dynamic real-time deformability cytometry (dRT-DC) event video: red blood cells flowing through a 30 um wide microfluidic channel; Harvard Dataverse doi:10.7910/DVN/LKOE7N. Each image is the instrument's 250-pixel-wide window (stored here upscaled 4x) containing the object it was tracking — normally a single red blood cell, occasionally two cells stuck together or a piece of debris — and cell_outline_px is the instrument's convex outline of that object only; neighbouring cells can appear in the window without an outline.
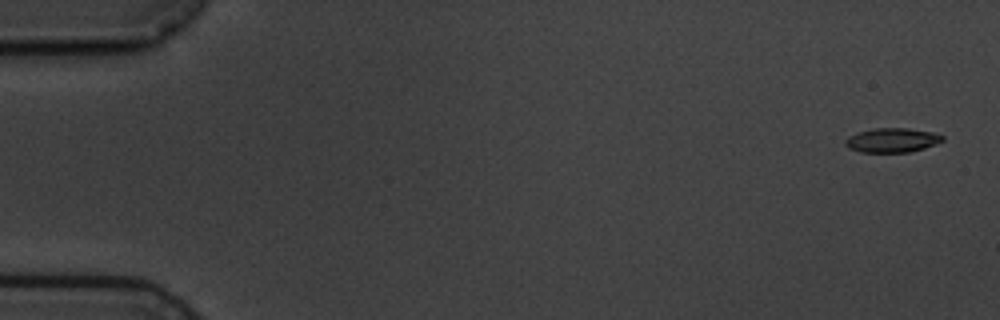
{"species": "common noctule bat (a hibernating species)", "species_latin": "Nyctalus noctula", "temperature_condition": "cold", "stored_images_in_passage": 5, "camera_frame_rate_fps": 3000, "um_per_image_px": 0.085, "animal": {"sex": "male", "body_mass_g": 19.5, "forearm_length_mm": 54.6}, "frame": {"image": 1, "passage_image": 1, "time_ms": 0.0, "image_size_px": [1000, 320], "cell_outline_px": [[944, 140], [936, 144], [924, 148], [908, 152], [860, 152], [848, 148], [844, 144], [844, 140], [848, 136], [856, 132], [872, 128], [908, 128], [932, 132], [944, 136]], "centroid_in_image_um": [75.79, 11.91], "position_along_channel_um": 9.2, "area_um2": 13.93}}
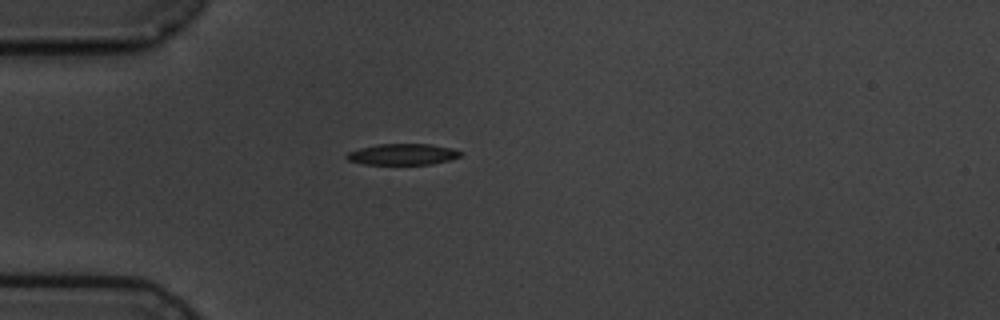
{"frame": {"image": 2, "passage_image": 5, "time_ms": 4.667, "image_size_px": [1000, 320], "cell_outline_px": [[460, 156], [448, 160], [432, 164], [364, 164], [348, 160], [344, 156], [348, 152], [360, 148], [380, 144], [428, 144], [452, 148], [460, 152]], "centroid_in_image_um": [34.19, 13.12], "position_along_channel_um": 50.8, "area_um2": 13.81}}